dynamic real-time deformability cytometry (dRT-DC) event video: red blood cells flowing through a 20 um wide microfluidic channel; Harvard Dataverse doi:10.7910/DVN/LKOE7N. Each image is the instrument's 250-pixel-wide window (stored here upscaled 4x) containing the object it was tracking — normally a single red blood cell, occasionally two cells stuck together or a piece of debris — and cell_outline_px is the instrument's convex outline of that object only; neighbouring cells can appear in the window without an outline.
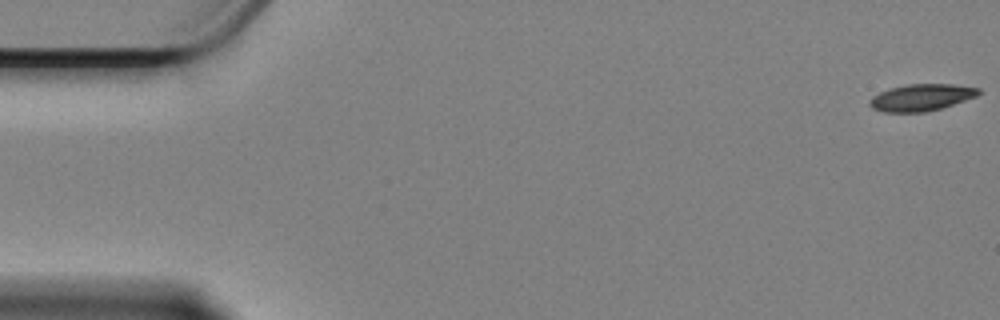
{"species": "Egyptian fruit bat (a non-hibernating species)", "species_latin": "Rousettus aegyptiacus", "temperature_condition": "cold", "stored_images_in_passage": 16, "camera_frame_rate_fps": 3000, "um_per_image_px": 0.085, "animal": {"sex": "female"}, "frame": {"image": 1, "passage_image": 1, "time_ms": 0.0, "image_size_px": [1000, 320], "cell_outline_px": [[980, 92], [976, 96], [940, 108], [924, 112], [884, 112], [872, 108], [868, 104], [868, 100], [872, 96], [888, 88], [908, 84], [952, 84], [980, 88]], "centroid_in_image_um": [78.25, 8.28], "position_along_channel_um": 6.7, "area_um2": 16.94}}
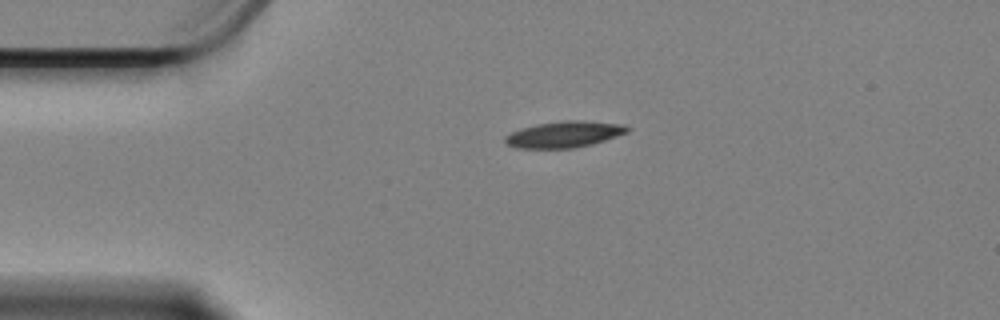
{"frame": {"image": 2, "passage_image": 13, "time_ms": 4.0, "image_size_px": [1000, 320], "cell_outline_px": [[632, 128], [628, 132], [592, 144], [576, 148], [516, 148], [508, 144], [504, 140], [504, 136], [520, 128], [536, 124], [564, 120], [580, 120], [624, 124]], "centroid_in_image_um": [47.97, 11.41], "position_along_channel_um": 37.0, "area_um2": 18.79}}